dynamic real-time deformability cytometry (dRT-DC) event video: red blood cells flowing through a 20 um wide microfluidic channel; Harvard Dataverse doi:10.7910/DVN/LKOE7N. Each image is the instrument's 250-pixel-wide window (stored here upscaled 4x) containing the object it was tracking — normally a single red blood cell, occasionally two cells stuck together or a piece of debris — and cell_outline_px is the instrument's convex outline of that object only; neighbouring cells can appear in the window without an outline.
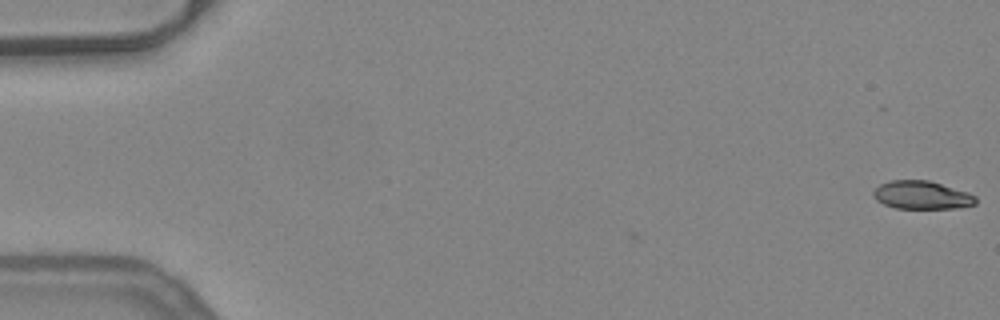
{"species": "common noctule bat (a hibernating species)", "species_latin": "Nyctalus noctula", "temperature_condition": "warm", "stored_images_in_passage": 3, "camera_frame_rate_fps": 3000, "um_per_image_px": 0.085, "animal": {"sex": "female", "body_mass_g": 24.6, "forearm_length_mm": 56.2}, "frame": {"image": 1, "passage_image": 3, "time_ms": 0.667, "image_size_px": [1000, 320], "cell_outline_px": [[976, 204], [956, 208], [896, 208], [884, 204], [876, 200], [872, 192], [880, 184], [888, 180], [928, 180], [968, 192], [976, 196]], "centroid_in_image_um": [78.34, 16.57], "position_along_channel_um": 6.7, "area_um2": 16.76}}